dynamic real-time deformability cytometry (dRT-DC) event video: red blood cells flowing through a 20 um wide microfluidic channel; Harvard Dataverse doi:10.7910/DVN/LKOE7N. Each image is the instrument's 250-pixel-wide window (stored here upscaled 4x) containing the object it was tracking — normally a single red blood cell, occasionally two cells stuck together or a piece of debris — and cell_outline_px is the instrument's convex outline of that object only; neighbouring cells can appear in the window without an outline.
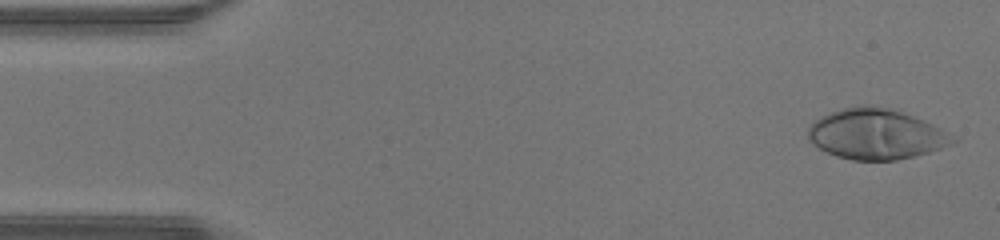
{"species": "human", "species_latin": "Homo sapiens", "temperature_condition": "warm", "stored_images_in_passage": 47, "camera_frame_rate_fps": 3000, "um_per_image_px": 0.085, "donor": {"sex": "male"}, "frame": {"image": 1, "passage_image": 2, "time_ms": 0.333, "image_size_px": [1000, 240], "cell_outline_px": [[960, 140], [952, 144], [928, 152], [896, 160], [852, 160], [836, 156], [812, 144], [808, 140], [808, 128], [820, 116], [844, 108], [884, 108], [900, 112], [912, 116], [940, 128]], "centroid_in_image_um": [74.45, 11.44], "position_along_channel_um": 10.5, "area_um2": 41.33}}
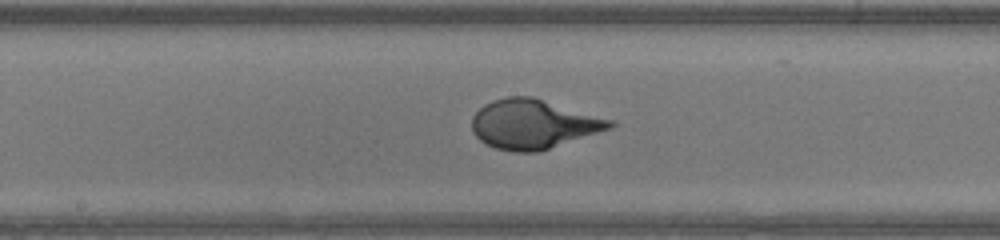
{"frame": {"image": 2, "passage_image": 24, "time_ms": 7.667, "image_size_px": [1000, 240], "cell_outline_px": [[616, 124], [612, 128], [536, 152], [512, 152], [496, 148], [480, 140], [472, 132], [472, 116], [484, 104], [492, 100], [508, 96], [532, 96], [612, 120]], "centroid_in_image_um": [45.3, 10.54], "position_along_channel_um": 202.9, "area_um2": 39.36}}
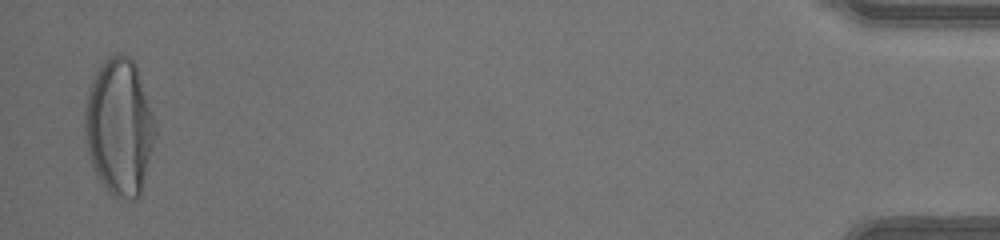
{"frame": {"image": 3, "passage_image": 46, "time_ms": 15.0, "image_size_px": [1000, 240], "cell_outline_px": [[156, 136], [140, 196], [136, 200], [132, 200], [112, 196], [108, 192], [100, 180], [92, 164], [88, 152], [84, 136], [84, 112], [88, 88], [96, 72], [104, 60], [108, 56], [128, 56], [136, 64], [156, 124]], "centroid_in_image_um": [10.14, 10.82], "position_along_channel_um": 425.1, "area_um2": 56.18}}